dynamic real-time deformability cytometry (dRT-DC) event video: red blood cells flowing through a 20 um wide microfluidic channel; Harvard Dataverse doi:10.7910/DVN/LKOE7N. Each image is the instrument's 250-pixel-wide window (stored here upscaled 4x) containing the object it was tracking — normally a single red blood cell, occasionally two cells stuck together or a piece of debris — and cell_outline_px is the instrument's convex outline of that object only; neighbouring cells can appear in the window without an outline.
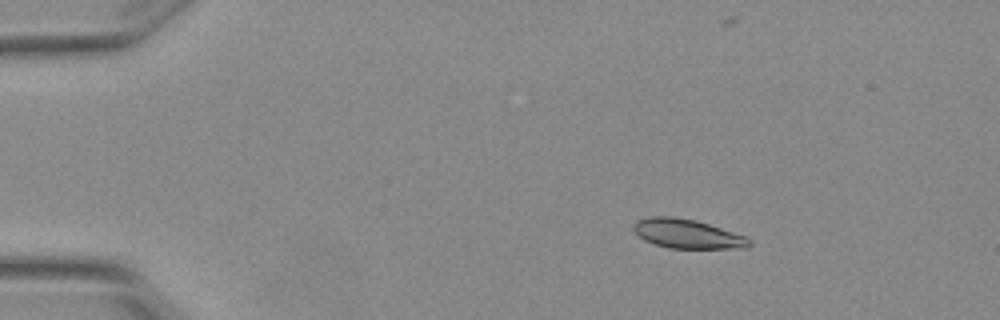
{"species": "Egyptian fruit bat (a non-hibernating species)", "species_latin": "Rousettus aegyptiacus", "temperature_condition": "warm", "stored_images_in_passage": 6, "camera_frame_rate_fps": 3000, "um_per_image_px": 0.085, "animal": {"sex": "female"}, "frame": {"image": 1, "passage_image": 3, "time_ms": 0.667, "image_size_px": [1000, 320], "cell_outline_px": [[752, 244], [748, 248], [668, 248], [644, 240], [632, 228], [636, 220], [648, 216], [672, 216], [696, 220], [748, 236], [752, 240]], "centroid_in_image_um": [58.46, 19.87], "position_along_channel_um": 26.5, "area_um2": 19.88}}
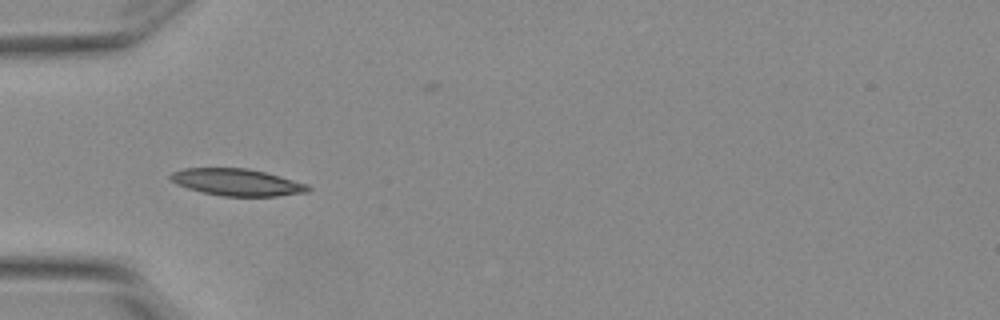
{"frame": {"image": 2, "passage_image": 5, "time_ms": 1.333, "image_size_px": [1000, 320], "cell_outline_px": [[312, 188], [308, 192], [276, 196], [224, 196], [204, 192], [188, 188], [176, 184], [168, 176], [172, 172], [184, 168], [248, 168], [280, 176], [308, 184]], "centroid_in_image_um": [20.16, 15.49], "position_along_channel_um": 64.8, "area_um2": 21.5}}
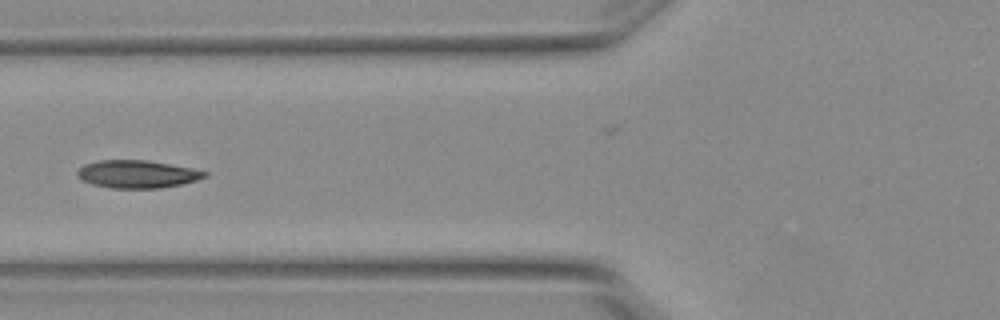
{"frame": {"image": 3, "passage_image": 6, "time_ms": 1.667, "image_size_px": [1000, 320], "cell_outline_px": [[208, 176], [196, 180], [180, 184], [160, 188], [112, 188], [92, 184], [84, 180], [76, 172], [84, 164], [96, 160], [148, 160], [192, 168], [208, 172]], "centroid_in_image_um": [11.68, 14.79], "position_along_channel_um": 114.1, "area_um2": 20.46}}